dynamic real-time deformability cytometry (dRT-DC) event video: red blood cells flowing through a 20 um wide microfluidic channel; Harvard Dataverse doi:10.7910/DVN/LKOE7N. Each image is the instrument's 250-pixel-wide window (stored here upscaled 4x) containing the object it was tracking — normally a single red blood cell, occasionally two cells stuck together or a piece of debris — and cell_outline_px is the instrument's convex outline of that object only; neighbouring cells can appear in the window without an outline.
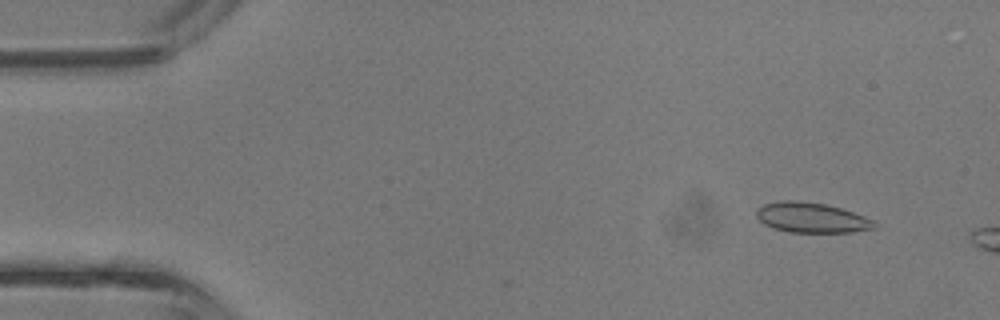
{"species": "common noctule bat (a hibernating species)", "species_latin": "Nyctalus noctula", "temperature_condition": "room temperature", "stored_images_in_passage": 11, "camera_frame_rate_fps": 3000, "um_per_image_px": 0.085, "animal": {"sex": "male", "body_mass_g": 13.3}, "frame": {"image": 1, "passage_image": 4, "time_ms": 1.0, "image_size_px": [1000, 320], "cell_outline_px": [[876, 228], [852, 232], [788, 232], [772, 228], [764, 224], [756, 216], [756, 208], [764, 204], [780, 200], [796, 200], [824, 204], [840, 208], [864, 216], [872, 220], [876, 224]], "centroid_in_image_um": [68.94, 18.5], "position_along_channel_um": 16.1, "area_um2": 20.69}}